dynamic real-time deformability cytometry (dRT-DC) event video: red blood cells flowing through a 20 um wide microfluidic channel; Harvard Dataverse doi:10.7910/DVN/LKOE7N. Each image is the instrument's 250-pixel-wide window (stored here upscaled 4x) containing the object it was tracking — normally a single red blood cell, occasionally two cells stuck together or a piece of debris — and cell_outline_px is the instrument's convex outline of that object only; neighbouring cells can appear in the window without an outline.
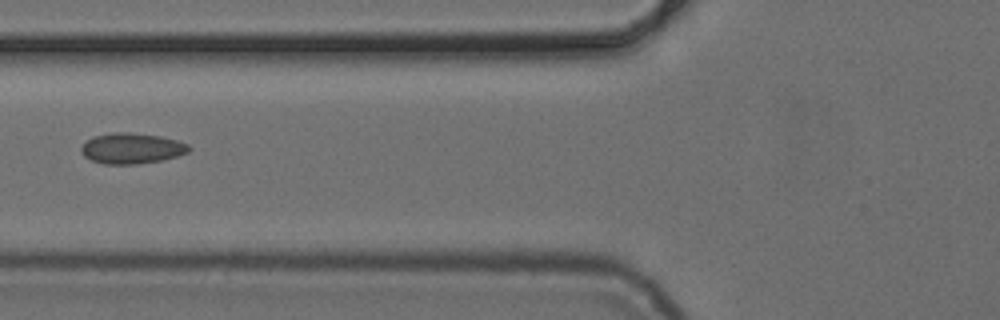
{"species": "common noctule bat (a hibernating species)", "species_latin": "Nyctalus noctula", "temperature_condition": "cold", "stored_images_in_passage": 4, "camera_frame_rate_fps": 3000, "um_per_image_px": 0.085, "animal": {"sex": "female", "body_mass_g": 24.6, "forearm_length_mm": 56.2}, "frame": {"image": 1, "passage_image": 3, "time_ms": 2.333, "image_size_px": [1000, 320], "cell_outline_px": [[192, 148], [188, 152], [176, 156], [160, 160], [136, 164], [104, 164], [92, 160], [84, 156], [80, 152], [80, 148], [92, 136], [116, 132], [128, 132], [160, 136], [176, 140], [188, 144]], "centroid_in_image_um": [11.18, 12.6], "position_along_channel_um": 114.6, "area_um2": 19.13}}
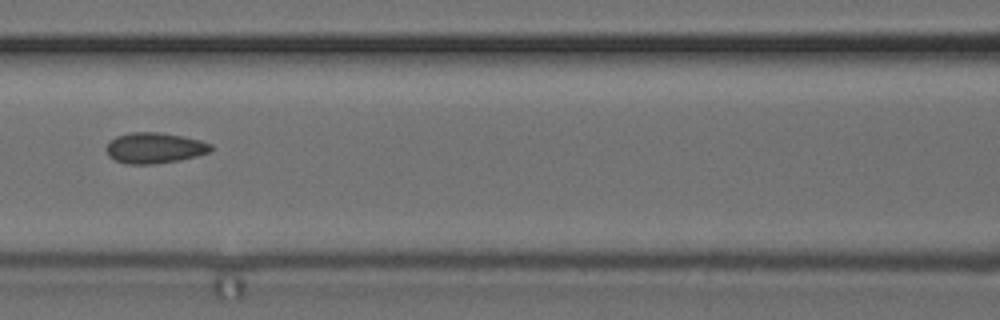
{"frame": {"image": 2, "passage_image": 4, "time_ms": 3.333, "image_size_px": [1000, 320], "cell_outline_px": [[212, 148], [208, 152], [196, 156], [180, 160], [152, 164], [128, 164], [116, 160], [108, 156], [108, 144], [116, 136], [132, 132], [160, 132], [200, 140], [212, 144]], "centroid_in_image_um": [13.15, 12.57], "position_along_channel_um": 153.4, "area_um2": 18.44}}